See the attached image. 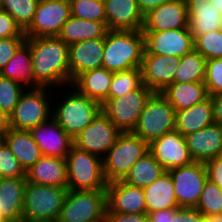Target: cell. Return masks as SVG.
<instances>
[{
    "instance_id": "obj_4",
    "label": "cell",
    "mask_w": 222,
    "mask_h": 222,
    "mask_svg": "<svg viewBox=\"0 0 222 222\" xmlns=\"http://www.w3.org/2000/svg\"><path fill=\"white\" fill-rule=\"evenodd\" d=\"M67 193V187L27 182L23 199V220L57 222Z\"/></svg>"
},
{
    "instance_id": "obj_29",
    "label": "cell",
    "mask_w": 222,
    "mask_h": 222,
    "mask_svg": "<svg viewBox=\"0 0 222 222\" xmlns=\"http://www.w3.org/2000/svg\"><path fill=\"white\" fill-rule=\"evenodd\" d=\"M161 94L173 106L175 112L201 103L209 97L204 82L173 83Z\"/></svg>"
},
{
    "instance_id": "obj_55",
    "label": "cell",
    "mask_w": 222,
    "mask_h": 222,
    "mask_svg": "<svg viewBox=\"0 0 222 222\" xmlns=\"http://www.w3.org/2000/svg\"><path fill=\"white\" fill-rule=\"evenodd\" d=\"M3 3H4V0H0V10H3Z\"/></svg>"
},
{
    "instance_id": "obj_54",
    "label": "cell",
    "mask_w": 222,
    "mask_h": 222,
    "mask_svg": "<svg viewBox=\"0 0 222 222\" xmlns=\"http://www.w3.org/2000/svg\"><path fill=\"white\" fill-rule=\"evenodd\" d=\"M7 221L3 213H0V222Z\"/></svg>"
},
{
    "instance_id": "obj_50",
    "label": "cell",
    "mask_w": 222,
    "mask_h": 222,
    "mask_svg": "<svg viewBox=\"0 0 222 222\" xmlns=\"http://www.w3.org/2000/svg\"><path fill=\"white\" fill-rule=\"evenodd\" d=\"M168 1L170 0H137V3L141 13L143 14V16H145L154 8H157L158 6Z\"/></svg>"
},
{
    "instance_id": "obj_10",
    "label": "cell",
    "mask_w": 222,
    "mask_h": 222,
    "mask_svg": "<svg viewBox=\"0 0 222 222\" xmlns=\"http://www.w3.org/2000/svg\"><path fill=\"white\" fill-rule=\"evenodd\" d=\"M153 93L142 84L124 96L108 98L101 105V110L121 132H132L147 100Z\"/></svg>"
},
{
    "instance_id": "obj_5",
    "label": "cell",
    "mask_w": 222,
    "mask_h": 222,
    "mask_svg": "<svg viewBox=\"0 0 222 222\" xmlns=\"http://www.w3.org/2000/svg\"><path fill=\"white\" fill-rule=\"evenodd\" d=\"M66 163L68 190H106L102 158L72 145Z\"/></svg>"
},
{
    "instance_id": "obj_52",
    "label": "cell",
    "mask_w": 222,
    "mask_h": 222,
    "mask_svg": "<svg viewBox=\"0 0 222 222\" xmlns=\"http://www.w3.org/2000/svg\"><path fill=\"white\" fill-rule=\"evenodd\" d=\"M210 3L213 4L216 8H219L222 14V0H211Z\"/></svg>"
},
{
    "instance_id": "obj_42",
    "label": "cell",
    "mask_w": 222,
    "mask_h": 222,
    "mask_svg": "<svg viewBox=\"0 0 222 222\" xmlns=\"http://www.w3.org/2000/svg\"><path fill=\"white\" fill-rule=\"evenodd\" d=\"M204 84L209 96L222 94V58L206 60Z\"/></svg>"
},
{
    "instance_id": "obj_48",
    "label": "cell",
    "mask_w": 222,
    "mask_h": 222,
    "mask_svg": "<svg viewBox=\"0 0 222 222\" xmlns=\"http://www.w3.org/2000/svg\"><path fill=\"white\" fill-rule=\"evenodd\" d=\"M150 222H175V209H164L148 214Z\"/></svg>"
},
{
    "instance_id": "obj_35",
    "label": "cell",
    "mask_w": 222,
    "mask_h": 222,
    "mask_svg": "<svg viewBox=\"0 0 222 222\" xmlns=\"http://www.w3.org/2000/svg\"><path fill=\"white\" fill-rule=\"evenodd\" d=\"M140 68L113 72L108 98H117L138 89L142 85Z\"/></svg>"
},
{
    "instance_id": "obj_46",
    "label": "cell",
    "mask_w": 222,
    "mask_h": 222,
    "mask_svg": "<svg viewBox=\"0 0 222 222\" xmlns=\"http://www.w3.org/2000/svg\"><path fill=\"white\" fill-rule=\"evenodd\" d=\"M104 222H150L147 213H116L106 212Z\"/></svg>"
},
{
    "instance_id": "obj_14",
    "label": "cell",
    "mask_w": 222,
    "mask_h": 222,
    "mask_svg": "<svg viewBox=\"0 0 222 222\" xmlns=\"http://www.w3.org/2000/svg\"><path fill=\"white\" fill-rule=\"evenodd\" d=\"M144 55L183 57L194 49V38L188 28L167 31H143Z\"/></svg>"
},
{
    "instance_id": "obj_2",
    "label": "cell",
    "mask_w": 222,
    "mask_h": 222,
    "mask_svg": "<svg viewBox=\"0 0 222 222\" xmlns=\"http://www.w3.org/2000/svg\"><path fill=\"white\" fill-rule=\"evenodd\" d=\"M145 53L142 30H108L105 36L103 67L111 72L140 68Z\"/></svg>"
},
{
    "instance_id": "obj_56",
    "label": "cell",
    "mask_w": 222,
    "mask_h": 222,
    "mask_svg": "<svg viewBox=\"0 0 222 222\" xmlns=\"http://www.w3.org/2000/svg\"><path fill=\"white\" fill-rule=\"evenodd\" d=\"M58 1H63V2H67V3H71L72 0H58Z\"/></svg>"
},
{
    "instance_id": "obj_6",
    "label": "cell",
    "mask_w": 222,
    "mask_h": 222,
    "mask_svg": "<svg viewBox=\"0 0 222 222\" xmlns=\"http://www.w3.org/2000/svg\"><path fill=\"white\" fill-rule=\"evenodd\" d=\"M148 150V143L132 132H122L103 158L107 183L123 180L135 162Z\"/></svg>"
},
{
    "instance_id": "obj_40",
    "label": "cell",
    "mask_w": 222,
    "mask_h": 222,
    "mask_svg": "<svg viewBox=\"0 0 222 222\" xmlns=\"http://www.w3.org/2000/svg\"><path fill=\"white\" fill-rule=\"evenodd\" d=\"M25 89L21 83L0 75V108L10 115Z\"/></svg>"
},
{
    "instance_id": "obj_57",
    "label": "cell",
    "mask_w": 222,
    "mask_h": 222,
    "mask_svg": "<svg viewBox=\"0 0 222 222\" xmlns=\"http://www.w3.org/2000/svg\"><path fill=\"white\" fill-rule=\"evenodd\" d=\"M198 1H205L206 3L211 2V0H198Z\"/></svg>"
},
{
    "instance_id": "obj_45",
    "label": "cell",
    "mask_w": 222,
    "mask_h": 222,
    "mask_svg": "<svg viewBox=\"0 0 222 222\" xmlns=\"http://www.w3.org/2000/svg\"><path fill=\"white\" fill-rule=\"evenodd\" d=\"M208 179L222 190V155L211 158L205 162Z\"/></svg>"
},
{
    "instance_id": "obj_18",
    "label": "cell",
    "mask_w": 222,
    "mask_h": 222,
    "mask_svg": "<svg viewBox=\"0 0 222 222\" xmlns=\"http://www.w3.org/2000/svg\"><path fill=\"white\" fill-rule=\"evenodd\" d=\"M188 28L186 0H170L144 16L142 31H167Z\"/></svg>"
},
{
    "instance_id": "obj_28",
    "label": "cell",
    "mask_w": 222,
    "mask_h": 222,
    "mask_svg": "<svg viewBox=\"0 0 222 222\" xmlns=\"http://www.w3.org/2000/svg\"><path fill=\"white\" fill-rule=\"evenodd\" d=\"M143 189L147 214L164 209H179L174 184L170 174L166 171L152 184Z\"/></svg>"
},
{
    "instance_id": "obj_23",
    "label": "cell",
    "mask_w": 222,
    "mask_h": 222,
    "mask_svg": "<svg viewBox=\"0 0 222 222\" xmlns=\"http://www.w3.org/2000/svg\"><path fill=\"white\" fill-rule=\"evenodd\" d=\"M26 181L33 184L67 187L66 159L43 155L26 171Z\"/></svg>"
},
{
    "instance_id": "obj_22",
    "label": "cell",
    "mask_w": 222,
    "mask_h": 222,
    "mask_svg": "<svg viewBox=\"0 0 222 222\" xmlns=\"http://www.w3.org/2000/svg\"><path fill=\"white\" fill-rule=\"evenodd\" d=\"M184 137L195 162H206L222 155V125L214 123Z\"/></svg>"
},
{
    "instance_id": "obj_47",
    "label": "cell",
    "mask_w": 222,
    "mask_h": 222,
    "mask_svg": "<svg viewBox=\"0 0 222 222\" xmlns=\"http://www.w3.org/2000/svg\"><path fill=\"white\" fill-rule=\"evenodd\" d=\"M175 222H206V217L196 208L175 209Z\"/></svg>"
},
{
    "instance_id": "obj_27",
    "label": "cell",
    "mask_w": 222,
    "mask_h": 222,
    "mask_svg": "<svg viewBox=\"0 0 222 222\" xmlns=\"http://www.w3.org/2000/svg\"><path fill=\"white\" fill-rule=\"evenodd\" d=\"M112 78L113 72L100 67L80 74L71 85L102 105L108 99Z\"/></svg>"
},
{
    "instance_id": "obj_1",
    "label": "cell",
    "mask_w": 222,
    "mask_h": 222,
    "mask_svg": "<svg viewBox=\"0 0 222 222\" xmlns=\"http://www.w3.org/2000/svg\"><path fill=\"white\" fill-rule=\"evenodd\" d=\"M31 51L34 88L71 85L69 45L57 36L26 38ZM68 84V85H67ZM61 85L59 88L58 86ZM54 87V88H53Z\"/></svg>"
},
{
    "instance_id": "obj_13",
    "label": "cell",
    "mask_w": 222,
    "mask_h": 222,
    "mask_svg": "<svg viewBox=\"0 0 222 222\" xmlns=\"http://www.w3.org/2000/svg\"><path fill=\"white\" fill-rule=\"evenodd\" d=\"M70 17V3L40 0L30 26L24 31L26 38L58 36Z\"/></svg>"
},
{
    "instance_id": "obj_36",
    "label": "cell",
    "mask_w": 222,
    "mask_h": 222,
    "mask_svg": "<svg viewBox=\"0 0 222 222\" xmlns=\"http://www.w3.org/2000/svg\"><path fill=\"white\" fill-rule=\"evenodd\" d=\"M196 209L206 218L222 216V190L209 179L204 185Z\"/></svg>"
},
{
    "instance_id": "obj_41",
    "label": "cell",
    "mask_w": 222,
    "mask_h": 222,
    "mask_svg": "<svg viewBox=\"0 0 222 222\" xmlns=\"http://www.w3.org/2000/svg\"><path fill=\"white\" fill-rule=\"evenodd\" d=\"M26 177V170L7 144L0 141V178Z\"/></svg>"
},
{
    "instance_id": "obj_15",
    "label": "cell",
    "mask_w": 222,
    "mask_h": 222,
    "mask_svg": "<svg viewBox=\"0 0 222 222\" xmlns=\"http://www.w3.org/2000/svg\"><path fill=\"white\" fill-rule=\"evenodd\" d=\"M148 150L166 171L194 162L185 137L175 129L151 141Z\"/></svg>"
},
{
    "instance_id": "obj_9",
    "label": "cell",
    "mask_w": 222,
    "mask_h": 222,
    "mask_svg": "<svg viewBox=\"0 0 222 222\" xmlns=\"http://www.w3.org/2000/svg\"><path fill=\"white\" fill-rule=\"evenodd\" d=\"M175 129V109L159 92H154L141 112L133 134L148 144Z\"/></svg>"
},
{
    "instance_id": "obj_39",
    "label": "cell",
    "mask_w": 222,
    "mask_h": 222,
    "mask_svg": "<svg viewBox=\"0 0 222 222\" xmlns=\"http://www.w3.org/2000/svg\"><path fill=\"white\" fill-rule=\"evenodd\" d=\"M194 38V50L206 60L222 58V29L212 31Z\"/></svg>"
},
{
    "instance_id": "obj_58",
    "label": "cell",
    "mask_w": 222,
    "mask_h": 222,
    "mask_svg": "<svg viewBox=\"0 0 222 222\" xmlns=\"http://www.w3.org/2000/svg\"><path fill=\"white\" fill-rule=\"evenodd\" d=\"M19 222H31V221L22 220V221H19Z\"/></svg>"
},
{
    "instance_id": "obj_7",
    "label": "cell",
    "mask_w": 222,
    "mask_h": 222,
    "mask_svg": "<svg viewBox=\"0 0 222 222\" xmlns=\"http://www.w3.org/2000/svg\"><path fill=\"white\" fill-rule=\"evenodd\" d=\"M51 90V91H50ZM56 89L48 87L26 88L10 114V127L29 131L52 117V95ZM49 95V96H48ZM49 98V99H48Z\"/></svg>"
},
{
    "instance_id": "obj_32",
    "label": "cell",
    "mask_w": 222,
    "mask_h": 222,
    "mask_svg": "<svg viewBox=\"0 0 222 222\" xmlns=\"http://www.w3.org/2000/svg\"><path fill=\"white\" fill-rule=\"evenodd\" d=\"M0 75L21 83L26 88H34V70L29 45L24 42L14 56L0 71Z\"/></svg>"
},
{
    "instance_id": "obj_3",
    "label": "cell",
    "mask_w": 222,
    "mask_h": 222,
    "mask_svg": "<svg viewBox=\"0 0 222 222\" xmlns=\"http://www.w3.org/2000/svg\"><path fill=\"white\" fill-rule=\"evenodd\" d=\"M67 87L73 89L68 90ZM63 90L65 91L66 98L62 94V99H60V101L55 100V102L52 103V118L73 139L85 127L92 123L94 118L101 111V104L81 94L72 85L64 86ZM55 105H57V107Z\"/></svg>"
},
{
    "instance_id": "obj_20",
    "label": "cell",
    "mask_w": 222,
    "mask_h": 222,
    "mask_svg": "<svg viewBox=\"0 0 222 222\" xmlns=\"http://www.w3.org/2000/svg\"><path fill=\"white\" fill-rule=\"evenodd\" d=\"M104 44L105 38H96L69 45L71 84L80 74L103 67Z\"/></svg>"
},
{
    "instance_id": "obj_24",
    "label": "cell",
    "mask_w": 222,
    "mask_h": 222,
    "mask_svg": "<svg viewBox=\"0 0 222 222\" xmlns=\"http://www.w3.org/2000/svg\"><path fill=\"white\" fill-rule=\"evenodd\" d=\"M188 30L193 37L222 29V14L219 8L205 1L186 0Z\"/></svg>"
},
{
    "instance_id": "obj_19",
    "label": "cell",
    "mask_w": 222,
    "mask_h": 222,
    "mask_svg": "<svg viewBox=\"0 0 222 222\" xmlns=\"http://www.w3.org/2000/svg\"><path fill=\"white\" fill-rule=\"evenodd\" d=\"M107 211L116 213H147L143 189L119 180L107 184Z\"/></svg>"
},
{
    "instance_id": "obj_16",
    "label": "cell",
    "mask_w": 222,
    "mask_h": 222,
    "mask_svg": "<svg viewBox=\"0 0 222 222\" xmlns=\"http://www.w3.org/2000/svg\"><path fill=\"white\" fill-rule=\"evenodd\" d=\"M179 59L175 56L144 55L140 66L142 83L153 92L161 93L173 84Z\"/></svg>"
},
{
    "instance_id": "obj_38",
    "label": "cell",
    "mask_w": 222,
    "mask_h": 222,
    "mask_svg": "<svg viewBox=\"0 0 222 222\" xmlns=\"http://www.w3.org/2000/svg\"><path fill=\"white\" fill-rule=\"evenodd\" d=\"M71 16L90 21L106 22L104 0H72Z\"/></svg>"
},
{
    "instance_id": "obj_17",
    "label": "cell",
    "mask_w": 222,
    "mask_h": 222,
    "mask_svg": "<svg viewBox=\"0 0 222 222\" xmlns=\"http://www.w3.org/2000/svg\"><path fill=\"white\" fill-rule=\"evenodd\" d=\"M43 155L66 159L73 139L51 117L29 130Z\"/></svg>"
},
{
    "instance_id": "obj_49",
    "label": "cell",
    "mask_w": 222,
    "mask_h": 222,
    "mask_svg": "<svg viewBox=\"0 0 222 222\" xmlns=\"http://www.w3.org/2000/svg\"><path fill=\"white\" fill-rule=\"evenodd\" d=\"M213 108L215 124L222 125V94L209 96Z\"/></svg>"
},
{
    "instance_id": "obj_8",
    "label": "cell",
    "mask_w": 222,
    "mask_h": 222,
    "mask_svg": "<svg viewBox=\"0 0 222 222\" xmlns=\"http://www.w3.org/2000/svg\"><path fill=\"white\" fill-rule=\"evenodd\" d=\"M106 190H68L57 222H104Z\"/></svg>"
},
{
    "instance_id": "obj_26",
    "label": "cell",
    "mask_w": 222,
    "mask_h": 222,
    "mask_svg": "<svg viewBox=\"0 0 222 222\" xmlns=\"http://www.w3.org/2000/svg\"><path fill=\"white\" fill-rule=\"evenodd\" d=\"M214 123L210 97L201 103L175 112V130L183 136L211 126Z\"/></svg>"
},
{
    "instance_id": "obj_51",
    "label": "cell",
    "mask_w": 222,
    "mask_h": 222,
    "mask_svg": "<svg viewBox=\"0 0 222 222\" xmlns=\"http://www.w3.org/2000/svg\"><path fill=\"white\" fill-rule=\"evenodd\" d=\"M11 129L10 115L0 108V139L2 140L5 134Z\"/></svg>"
},
{
    "instance_id": "obj_12",
    "label": "cell",
    "mask_w": 222,
    "mask_h": 222,
    "mask_svg": "<svg viewBox=\"0 0 222 222\" xmlns=\"http://www.w3.org/2000/svg\"><path fill=\"white\" fill-rule=\"evenodd\" d=\"M122 132L102 112L73 138V145L104 158Z\"/></svg>"
},
{
    "instance_id": "obj_43",
    "label": "cell",
    "mask_w": 222,
    "mask_h": 222,
    "mask_svg": "<svg viewBox=\"0 0 222 222\" xmlns=\"http://www.w3.org/2000/svg\"><path fill=\"white\" fill-rule=\"evenodd\" d=\"M25 41L26 36L0 39V71L5 67Z\"/></svg>"
},
{
    "instance_id": "obj_34",
    "label": "cell",
    "mask_w": 222,
    "mask_h": 222,
    "mask_svg": "<svg viewBox=\"0 0 222 222\" xmlns=\"http://www.w3.org/2000/svg\"><path fill=\"white\" fill-rule=\"evenodd\" d=\"M206 59L196 50L179 59V68L173 83L204 82Z\"/></svg>"
},
{
    "instance_id": "obj_33",
    "label": "cell",
    "mask_w": 222,
    "mask_h": 222,
    "mask_svg": "<svg viewBox=\"0 0 222 222\" xmlns=\"http://www.w3.org/2000/svg\"><path fill=\"white\" fill-rule=\"evenodd\" d=\"M166 170L148 151L133 164L126 177L122 180L129 185L144 188L157 180Z\"/></svg>"
},
{
    "instance_id": "obj_44",
    "label": "cell",
    "mask_w": 222,
    "mask_h": 222,
    "mask_svg": "<svg viewBox=\"0 0 222 222\" xmlns=\"http://www.w3.org/2000/svg\"><path fill=\"white\" fill-rule=\"evenodd\" d=\"M26 36L14 18L6 11L0 10V39Z\"/></svg>"
},
{
    "instance_id": "obj_37",
    "label": "cell",
    "mask_w": 222,
    "mask_h": 222,
    "mask_svg": "<svg viewBox=\"0 0 222 222\" xmlns=\"http://www.w3.org/2000/svg\"><path fill=\"white\" fill-rule=\"evenodd\" d=\"M40 0H4L3 10L25 31L31 24Z\"/></svg>"
},
{
    "instance_id": "obj_25",
    "label": "cell",
    "mask_w": 222,
    "mask_h": 222,
    "mask_svg": "<svg viewBox=\"0 0 222 222\" xmlns=\"http://www.w3.org/2000/svg\"><path fill=\"white\" fill-rule=\"evenodd\" d=\"M26 177L0 178V213L7 220L22 221Z\"/></svg>"
},
{
    "instance_id": "obj_53",
    "label": "cell",
    "mask_w": 222,
    "mask_h": 222,
    "mask_svg": "<svg viewBox=\"0 0 222 222\" xmlns=\"http://www.w3.org/2000/svg\"><path fill=\"white\" fill-rule=\"evenodd\" d=\"M206 222H222V216H213L206 218Z\"/></svg>"
},
{
    "instance_id": "obj_30",
    "label": "cell",
    "mask_w": 222,
    "mask_h": 222,
    "mask_svg": "<svg viewBox=\"0 0 222 222\" xmlns=\"http://www.w3.org/2000/svg\"><path fill=\"white\" fill-rule=\"evenodd\" d=\"M2 140L26 171L43 156L29 131L11 128Z\"/></svg>"
},
{
    "instance_id": "obj_31",
    "label": "cell",
    "mask_w": 222,
    "mask_h": 222,
    "mask_svg": "<svg viewBox=\"0 0 222 222\" xmlns=\"http://www.w3.org/2000/svg\"><path fill=\"white\" fill-rule=\"evenodd\" d=\"M106 22L83 20L71 16L62 26L58 38L68 45L89 39L105 38Z\"/></svg>"
},
{
    "instance_id": "obj_21",
    "label": "cell",
    "mask_w": 222,
    "mask_h": 222,
    "mask_svg": "<svg viewBox=\"0 0 222 222\" xmlns=\"http://www.w3.org/2000/svg\"><path fill=\"white\" fill-rule=\"evenodd\" d=\"M108 30H142L144 16L137 0H104Z\"/></svg>"
},
{
    "instance_id": "obj_11",
    "label": "cell",
    "mask_w": 222,
    "mask_h": 222,
    "mask_svg": "<svg viewBox=\"0 0 222 222\" xmlns=\"http://www.w3.org/2000/svg\"><path fill=\"white\" fill-rule=\"evenodd\" d=\"M174 184V192L179 208H196L208 172L205 162H193L191 165L167 171Z\"/></svg>"
}]
</instances>
